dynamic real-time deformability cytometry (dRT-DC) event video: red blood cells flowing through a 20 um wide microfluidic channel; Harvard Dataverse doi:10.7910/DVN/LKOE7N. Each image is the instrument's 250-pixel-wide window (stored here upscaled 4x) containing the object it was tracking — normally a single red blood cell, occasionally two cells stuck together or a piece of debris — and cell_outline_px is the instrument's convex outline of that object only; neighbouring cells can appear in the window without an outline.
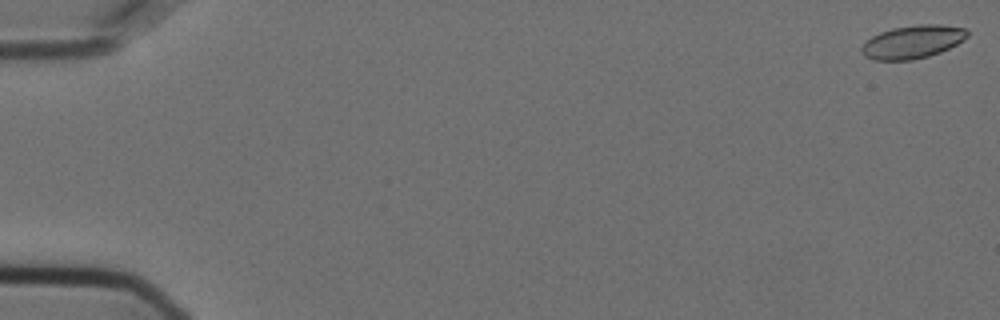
{"species": "Egyptian fruit bat (a non-hibernating species)", "species_latin": "Rousettus aegyptiacus", "temperature_condition": "cold", "stored_images_in_passage": 18, "camera_frame_rate_fps": 3000, "um_per_image_px": 0.085, "animal": {"sex": "female"}, "frame": {"image": 1, "passage_image": 1, "time_ms": 0.0, "image_size_px": [1000, 320], "cell_outline_px": [[968, 36], [964, 40], [940, 52], [928, 56], [912, 60], [872, 60], [864, 56], [860, 52], [860, 48], [872, 36], [880, 32], [892, 28], [920, 24], [940, 24], [964, 28], [968, 32]], "centroid_in_image_um": [77.55, 3.56], "position_along_channel_um": 7.4, "area_um2": 20.4}}
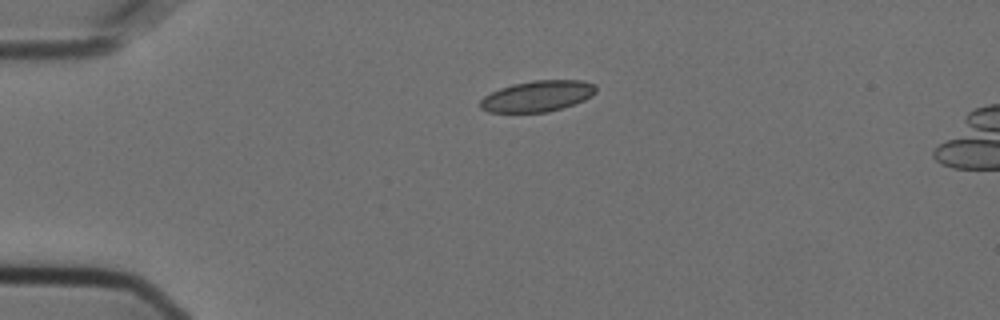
{"frame": {"image": 2, "passage_image": 14, "time_ms": 4.333, "image_size_px": [1000, 320], "cell_outline_px": [[596, 92], [592, 96], [584, 100], [548, 112], [488, 112], [480, 108], [480, 100], [484, 96], [500, 88], [512, 84], [532, 80], [584, 80], [596, 84]], "centroid_in_image_um": [45.69, 8.16], "position_along_channel_um": 39.3, "area_um2": 20.92}}